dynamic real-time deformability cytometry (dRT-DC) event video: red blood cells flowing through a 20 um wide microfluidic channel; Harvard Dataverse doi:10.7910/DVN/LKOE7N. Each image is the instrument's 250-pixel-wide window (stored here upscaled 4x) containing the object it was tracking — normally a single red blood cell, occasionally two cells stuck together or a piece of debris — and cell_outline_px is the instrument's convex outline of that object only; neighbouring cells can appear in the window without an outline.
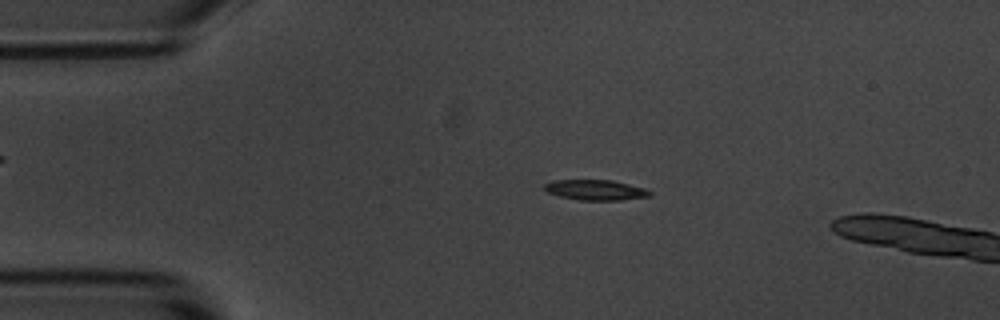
{"species": "common noctule bat (a hibernating species)", "species_latin": "Nyctalus noctula", "temperature_condition": "room temperature", "stored_images_in_passage": 4, "camera_frame_rate_fps": 3000, "um_per_image_px": 0.085, "animal": {"sex": "male", "body_mass_g": 20.1, "forearm_length_mm": 53.5}, "frame": {"image": 1, "passage_image": 2, "time_ms": 0.333, "image_size_px": [1000, 320], "cell_outline_px": [[652, 196], [620, 200], [580, 200], [560, 196], [548, 192], [544, 188], [544, 184], [552, 180], [612, 180], [644, 188], [652, 192]], "centroid_in_image_um": [50.64, 16.14], "position_along_channel_um": 34.4, "area_um2": 12.43}}